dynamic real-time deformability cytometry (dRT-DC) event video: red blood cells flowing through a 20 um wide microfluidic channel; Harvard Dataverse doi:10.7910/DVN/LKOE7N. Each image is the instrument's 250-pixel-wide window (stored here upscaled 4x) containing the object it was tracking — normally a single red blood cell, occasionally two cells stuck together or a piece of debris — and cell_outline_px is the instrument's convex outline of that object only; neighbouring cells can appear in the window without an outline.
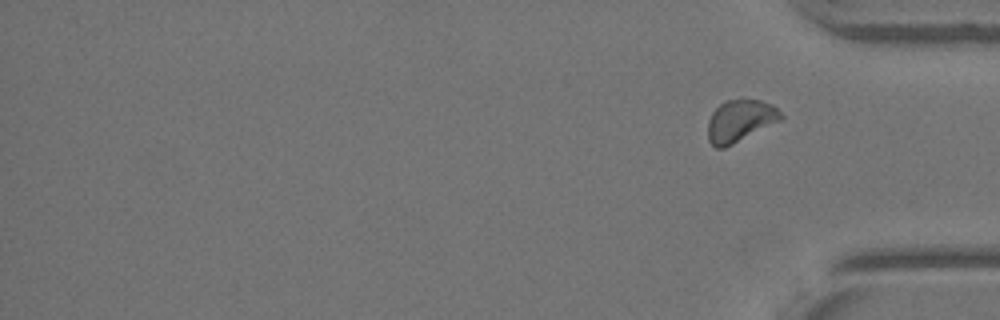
{"species": "Egyptian fruit bat (a non-hibernating species)", "species_latin": "Rousettus aegyptiacus", "temperature_condition": "warm", "stored_images_in_passage": 32, "segment_of_instrument_passage": [2, 2], "camera_frame_rate_fps": 3000, "um_per_image_px": 0.085, "animal": {"sex": "female"}, "frame": {"image": 1, "passage_image": 32, "time_ms": 10.333, "image_size_px": [1000, 320], "cell_outline_px": [[784, 116], [780, 120], [724, 148], [716, 148], [708, 140], [708, 120], [712, 112], [724, 100], [740, 96], [760, 100], [772, 104]], "centroid_in_image_um": [62.88, 10.2], "position_along_channel_um": 372.3, "area_um2": 18.09}}